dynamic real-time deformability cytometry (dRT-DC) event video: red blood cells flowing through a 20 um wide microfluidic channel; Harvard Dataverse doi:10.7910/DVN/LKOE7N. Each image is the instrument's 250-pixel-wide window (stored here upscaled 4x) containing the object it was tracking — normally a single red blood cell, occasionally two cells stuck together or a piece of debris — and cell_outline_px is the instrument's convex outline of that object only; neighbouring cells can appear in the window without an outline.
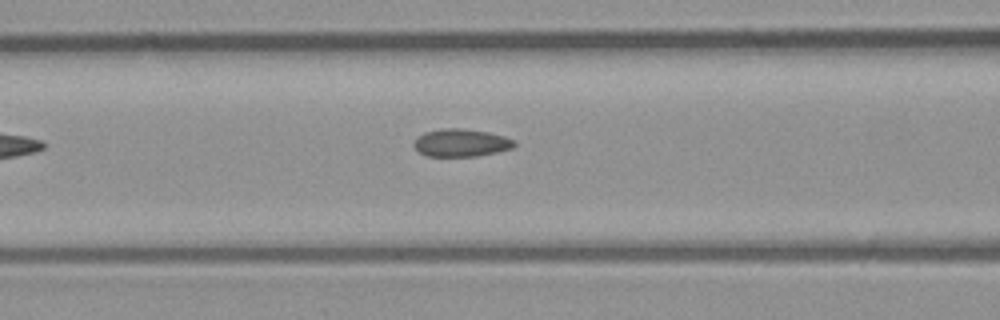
{"species": "common noctule bat (a hibernating species)", "species_latin": "Nyctalus noctula", "temperature_condition": "room temperature", "stored_images_in_passage": 5, "camera_frame_rate_fps": 3000, "um_per_image_px": 0.085, "animal": {"sex": "male", "body_mass_g": 23.1, "forearm_length_mm": 52.7}, "frame": {"image": 1, "passage_image": 5, "time_ms": 1.333, "image_size_px": [1000, 320], "cell_outline_px": [[516, 144], [512, 148], [496, 152], [476, 156], [428, 156], [420, 152], [412, 144], [416, 136], [424, 132], [440, 128], [460, 128], [488, 132], [504, 136], [512, 140]], "centroid_in_image_um": [39.14, 12.12], "position_along_channel_um": 127.5, "area_um2": 16.18}}